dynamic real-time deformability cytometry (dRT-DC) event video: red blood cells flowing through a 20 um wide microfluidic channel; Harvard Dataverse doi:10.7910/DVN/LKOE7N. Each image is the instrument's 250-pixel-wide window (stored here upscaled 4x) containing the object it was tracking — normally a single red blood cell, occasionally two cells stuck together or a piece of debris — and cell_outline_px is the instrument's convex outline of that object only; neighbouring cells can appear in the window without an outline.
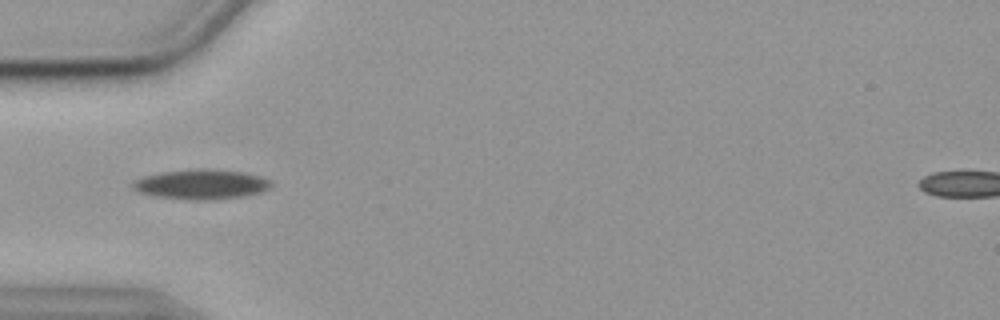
{"species": "common noctule bat (a hibernating species)", "species_latin": "Nyctalus noctula", "temperature_condition": "cold", "stored_images_in_passage": 44, "camera_frame_rate_fps": 3000, "um_per_image_px": 0.085, "animal": {"sex": "female", "body_mass_g": 19.9}, "frame": {"image": 1, "passage_image": 5, "time_ms": 1.333, "image_size_px": [1000, 320], "cell_outline_px": [[272, 184], [268, 188], [260, 192], [240, 196], [216, 200], [188, 200], [156, 196], [140, 192], [132, 188], [132, 184], [136, 180], [144, 176], [160, 172], [200, 168], [208, 168], [244, 172], [260, 176], [272, 180]], "centroid_in_image_um": [17.12, 15.66], "position_along_channel_um": 67.9, "area_um2": 24.1}}
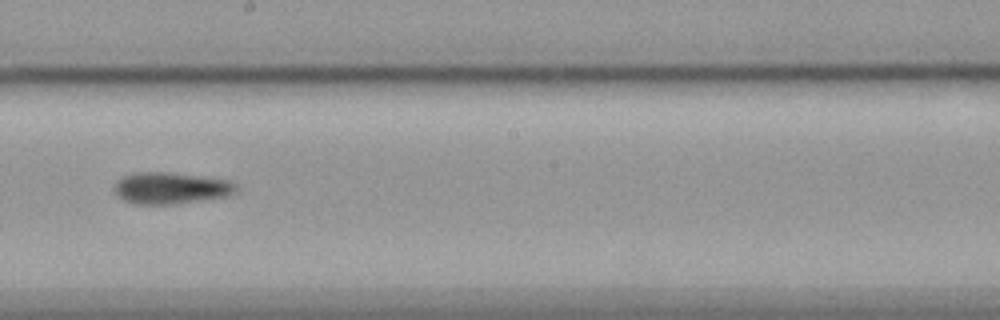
{"frame": {"image": 2, "passage_image": 19, "time_ms": 6.0, "image_size_px": [1000, 320], "cell_outline_px": [[240, 188], [236, 192], [228, 196], [208, 200], [180, 204], [136, 204], [124, 200], [116, 196], [116, 180], [132, 172], [168, 172], [200, 176], [228, 180], [236, 184]], "centroid_in_image_um": [14.57, 16.0], "position_along_channel_um": 233.6, "area_um2": 22.77}}
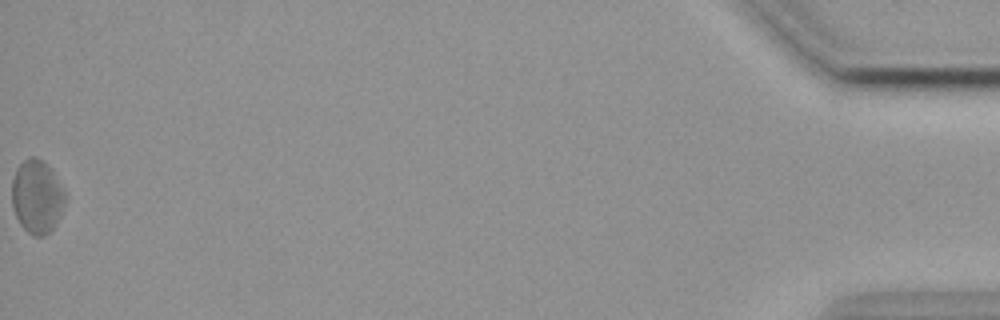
{"frame": {"image": 3, "passage_image": 44, "time_ms": 14.333, "image_size_px": [1000, 320], "cell_outline_px": [[64, 204], [60, 216], [56, 224], [44, 236], [32, 236], [20, 224], [12, 208], [12, 176], [16, 168], [28, 156], [36, 156], [44, 160], [64, 188]], "centroid_in_image_um": [3.12, 16.69], "position_along_channel_um": 432.1, "area_um2": 22.95}, "authors_computed_cell_mechanics": {"area_um2": 22.2241, "velocity_mm_per_s": 3.5652, "shape_relaxation_time_tau1_ms": 9.7758, "shape_relaxation_time_tau2_ms": null, "deformation_change_tau1": 0.1532, "deformation_change_tau2": null}}